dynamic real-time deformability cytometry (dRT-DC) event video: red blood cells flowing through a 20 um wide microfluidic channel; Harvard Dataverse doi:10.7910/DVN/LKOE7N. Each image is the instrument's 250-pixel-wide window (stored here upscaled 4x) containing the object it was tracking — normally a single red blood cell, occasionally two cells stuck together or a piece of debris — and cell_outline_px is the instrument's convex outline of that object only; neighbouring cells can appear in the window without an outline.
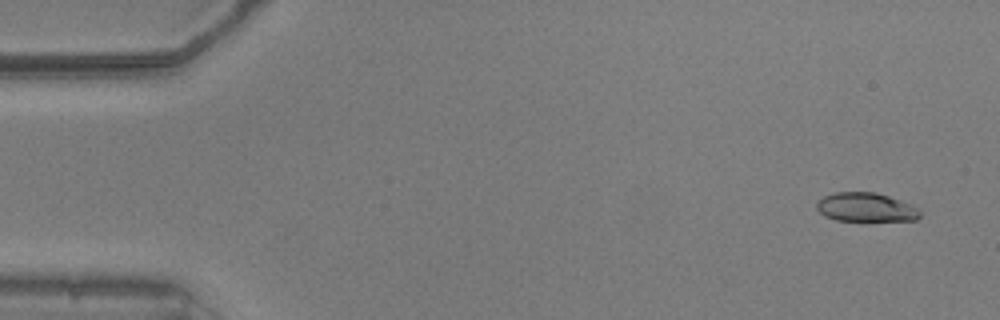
{"species": "common noctule bat (a hibernating species)", "species_latin": "Nyctalus noctula", "temperature_condition": "warm", "stored_images_in_passage": 49, "camera_frame_rate_fps": 3000, "um_per_image_px": 0.085, "animal": {"sex": "male", "body_mass_g": 20.5, "forearm_length_mm": 52.5}, "frame": {"image": 1, "passage_image": 3, "time_ms": 0.667, "image_size_px": [1000, 320], "cell_outline_px": [[920, 216], [916, 220], [836, 220], [824, 216], [816, 208], [816, 204], [824, 196], [836, 192], [876, 192], [912, 204], [920, 212]], "centroid_in_image_um": [73.59, 17.61], "position_along_channel_um": 11.4, "area_um2": 17.22}}
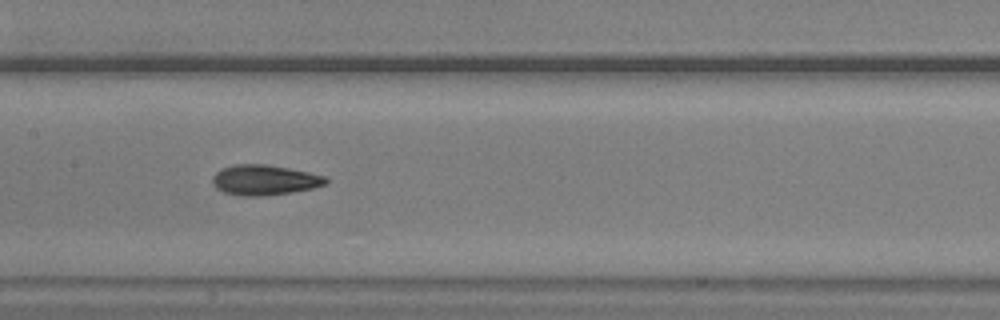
{"frame": {"image": 2, "passage_image": 26, "time_ms": 8.333, "image_size_px": [1000, 320], "cell_outline_px": [[328, 184], [312, 188], [292, 192], [264, 196], [240, 196], [224, 192], [216, 188], [212, 184], [212, 176], [220, 168], [232, 164], [264, 164], [288, 168], [308, 172], [324, 176], [328, 180]], "centroid_in_image_um": [22.44, 15.3], "position_along_channel_um": 185.0, "area_um2": 20.11}}
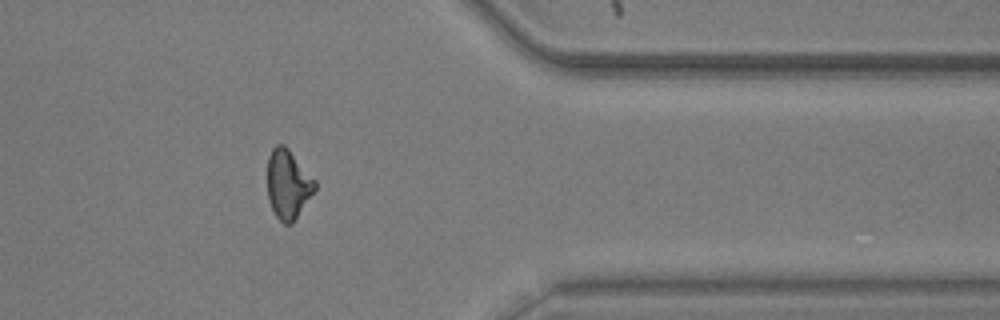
{"frame": {"image": 3, "passage_image": 43, "time_ms": 14.0, "image_size_px": [1000, 320], "cell_outline_px": [[316, 188], [292, 224], [284, 224], [276, 216], [268, 200], [268, 156], [272, 148], [276, 144], [284, 144], [288, 148], [316, 180]], "centroid_in_image_um": [24.48, 15.64], "position_along_channel_um": 386.9, "area_um2": 19.07}}